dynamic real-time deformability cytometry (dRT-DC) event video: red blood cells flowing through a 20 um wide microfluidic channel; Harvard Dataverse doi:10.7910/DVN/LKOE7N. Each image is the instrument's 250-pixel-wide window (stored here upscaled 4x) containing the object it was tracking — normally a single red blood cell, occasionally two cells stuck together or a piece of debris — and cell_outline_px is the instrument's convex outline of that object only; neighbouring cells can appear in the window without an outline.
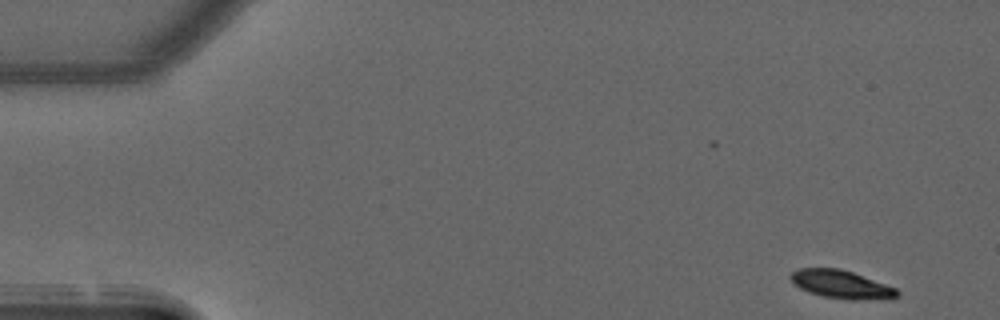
{"species": "common noctule bat (a hibernating species)", "species_latin": "Nyctalus noctula", "temperature_condition": "warm", "stored_images_in_passage": 49, "camera_frame_rate_fps": 3000, "um_per_image_px": 0.085, "animal": {"sex": "male", "forearm_length_mm": 52.5}, "frame": {"image": 1, "passage_image": 1, "time_ms": 0.0, "image_size_px": [1000, 320], "cell_outline_px": [[900, 296], [892, 300], [852, 300], [824, 296], [808, 292], [792, 284], [788, 276], [792, 272], [800, 268], [840, 268], [852, 272], [896, 288], [900, 292]], "centroid_in_image_um": [71.54, 24.19], "position_along_channel_um": 13.5, "area_um2": 17.8}}
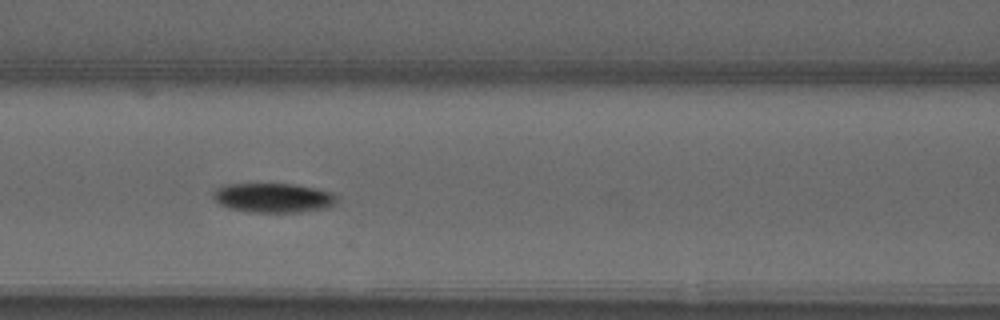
{"frame": {"image": 2, "passage_image": 20, "time_ms": 6.333, "image_size_px": [1000, 320], "cell_outline_px": [[336, 204], [328, 208], [300, 212], [256, 212], [232, 208], [220, 204], [212, 196], [212, 192], [216, 188], [224, 184], [292, 184], [316, 188], [332, 192], [336, 196]], "centroid_in_image_um": [23.26, 16.8], "position_along_channel_um": 143.3, "area_um2": 21.15}}
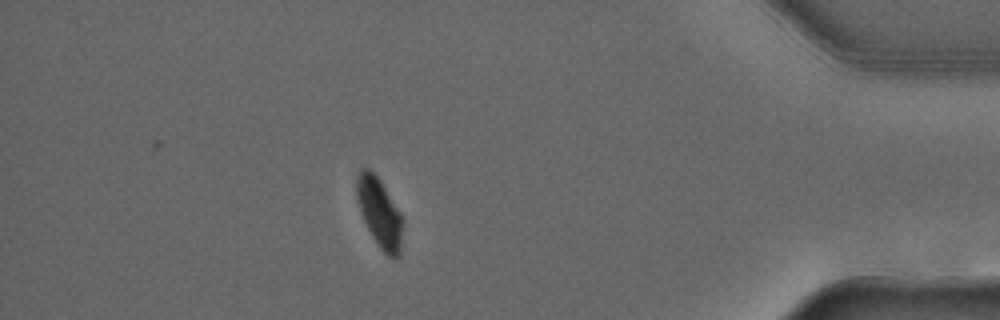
{"frame": {"image": 3, "passage_image": 43, "time_ms": 14.0, "image_size_px": [1000, 320], "cell_outline_px": [[404, 220], [400, 256], [396, 260], [392, 260], [380, 248], [372, 236], [364, 220], [356, 196], [356, 172], [360, 168], [368, 168], [380, 180], [400, 212]], "centroid_in_image_um": [32.28, 18.11], "position_along_channel_um": 402.9, "area_um2": 18.79}, "authors_computed_cell_mechanics": {"area_um2": 19.9988, "velocity_mm_per_s": 3.9727, "shape_relaxation_time_tau1_ms": 2.215, "shape_relaxation_time_tau2_ms": null, "deformation_change_tau1": 0.138, "deformation_change_tau2": null}}